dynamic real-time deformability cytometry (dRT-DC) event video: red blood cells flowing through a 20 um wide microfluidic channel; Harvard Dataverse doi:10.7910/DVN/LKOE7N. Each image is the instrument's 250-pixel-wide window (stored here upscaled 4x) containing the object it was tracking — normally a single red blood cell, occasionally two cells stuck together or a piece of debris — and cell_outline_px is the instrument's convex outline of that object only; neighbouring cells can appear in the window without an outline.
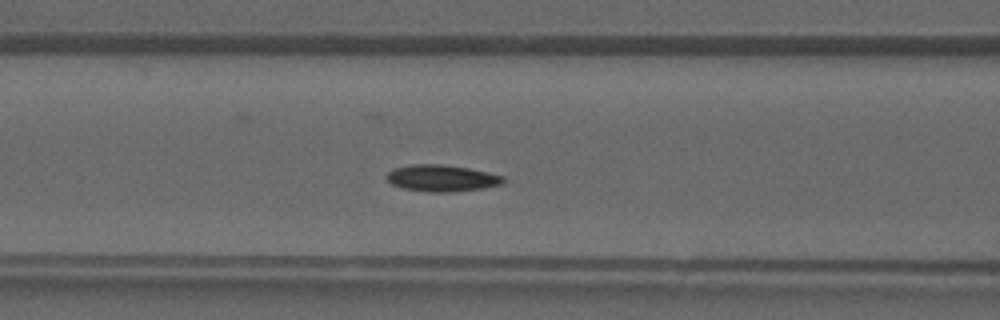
{"species": "common noctule bat (a hibernating species)", "species_latin": "Nyctalus noctula", "temperature_condition": "warm", "stored_images_in_passage": 32, "camera_frame_rate_fps": 3000, "um_per_image_px": 0.085, "animal": {"sex": "male", "forearm_length_mm": 52.5}, "frame": {"image": 1, "passage_image": 7, "time_ms": 2.0, "image_size_px": [1000, 320], "cell_outline_px": [[504, 180], [500, 184], [484, 188], [452, 192], [428, 192], [404, 188], [392, 184], [384, 176], [392, 168], [412, 164], [440, 164], [468, 168], [488, 172], [504, 176]], "centroid_in_image_um": [37.52, 15.14], "position_along_channel_um": 129.1, "area_um2": 18.09}}
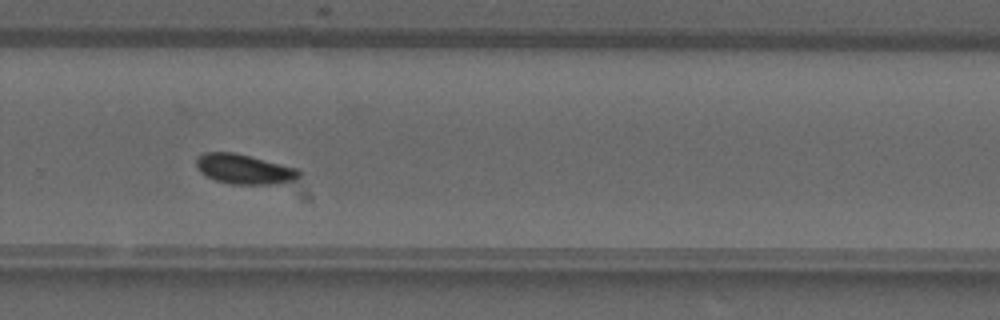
{"frame": {"image": 2, "passage_image": 18, "time_ms": 5.667, "image_size_px": [1000, 320], "cell_outline_px": [[300, 180], [276, 184], [232, 184], [216, 180], [200, 172], [196, 168], [196, 156], [204, 152], [232, 152], [296, 168], [300, 172]], "centroid_in_image_um": [20.75, 14.38], "position_along_channel_um": 309.1, "area_um2": 17.8}}
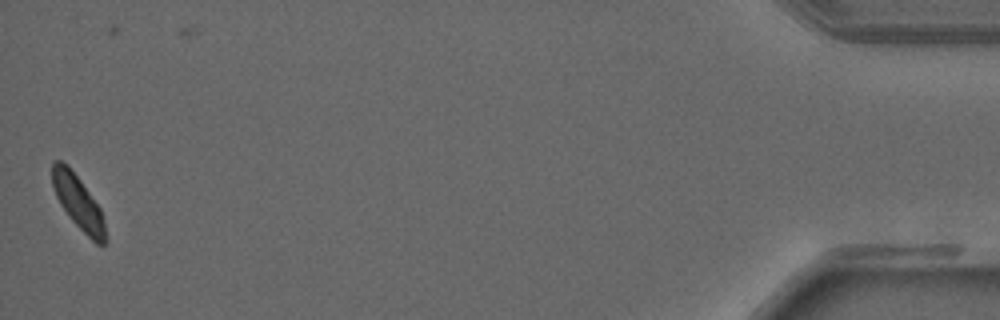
{"frame": {"image": 3, "passage_image": 31, "time_ms": 10.0, "image_size_px": [1000, 320], "cell_outline_px": [[108, 240], [104, 244], [96, 244], [68, 216], [60, 204], [56, 196], [52, 184], [52, 164], [56, 160], [60, 160], [68, 164], [80, 180], [100, 208], [104, 220]], "centroid_in_image_um": [6.65, 17.2], "position_along_channel_um": 428.5, "area_um2": 16.59}}